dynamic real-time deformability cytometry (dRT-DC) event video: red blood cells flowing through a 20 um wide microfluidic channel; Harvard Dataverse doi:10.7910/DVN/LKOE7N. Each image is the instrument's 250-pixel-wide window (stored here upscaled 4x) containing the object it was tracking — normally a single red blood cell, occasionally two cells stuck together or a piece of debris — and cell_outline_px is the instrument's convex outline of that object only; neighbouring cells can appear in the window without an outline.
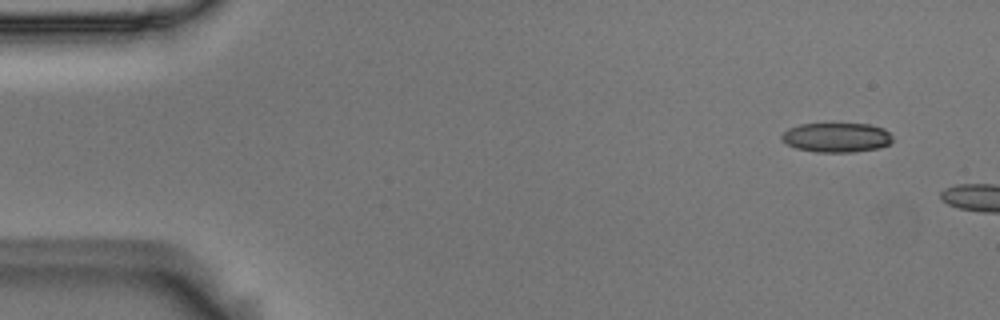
{"species": "Egyptian fruit bat (a non-hibernating species)", "species_latin": "Rousettus aegyptiacus", "temperature_condition": "room temperature", "stored_images_in_passage": 4, "camera_frame_rate_fps": 3000, "um_per_image_px": 0.085, "animal": {"sex": "male"}, "frame": {"image": 1, "passage_image": 1, "time_ms": 0.0, "image_size_px": [1000, 320], "cell_outline_px": [[892, 140], [888, 144], [880, 148], [852, 152], [816, 152], [796, 148], [780, 140], [780, 136], [788, 128], [800, 124], [868, 124], [884, 128], [892, 136]], "centroid_in_image_um": [71.09, 11.69], "position_along_channel_um": 13.9, "area_um2": 19.07}}